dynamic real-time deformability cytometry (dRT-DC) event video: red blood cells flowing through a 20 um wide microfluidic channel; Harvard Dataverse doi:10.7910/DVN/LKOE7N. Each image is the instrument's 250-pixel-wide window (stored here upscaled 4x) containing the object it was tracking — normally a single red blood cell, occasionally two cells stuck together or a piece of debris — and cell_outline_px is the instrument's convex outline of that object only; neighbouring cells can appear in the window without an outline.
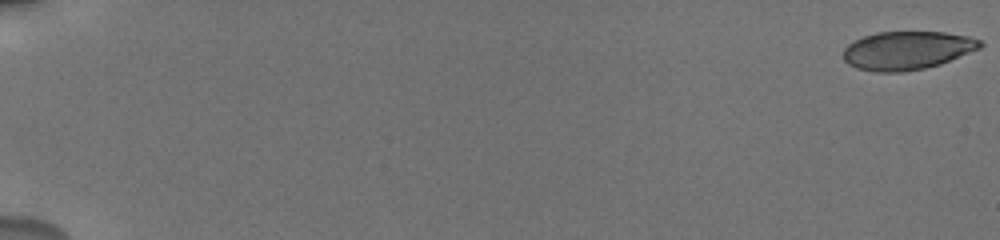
{"species": "human", "species_latin": "Homo sapiens", "temperature_condition": "cold", "stored_images_in_passage": 60, "camera_frame_rate_fps": 3000, "um_per_image_px": 0.085, "donor": {"sex": "male"}, "frame": {"image": 1, "passage_image": 1, "time_ms": 0.0, "image_size_px": [1000, 240], "cell_outline_px": [[984, 44], [980, 48], [940, 64], [924, 68], [904, 72], [876, 72], [856, 68], [848, 64], [844, 60], [844, 48], [848, 44], [864, 36], [876, 32], [944, 32], [968, 36], [980, 40]], "centroid_in_image_um": [77.09, 4.29], "position_along_channel_um": 7.9, "area_um2": 30.52}}
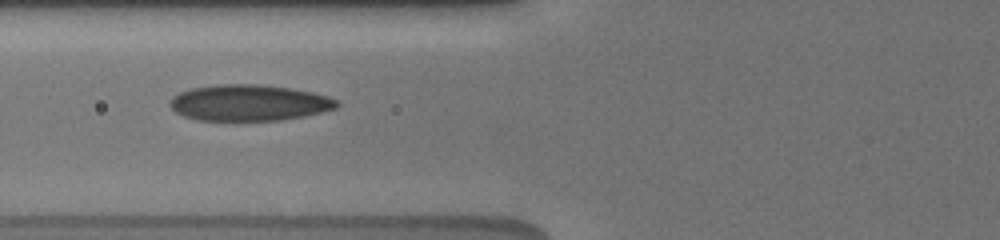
{"frame": {"image": 2, "passage_image": 22, "time_ms": 8.0, "image_size_px": [1000, 240], "cell_outline_px": [[340, 104], [336, 108], [304, 116], [280, 120], [196, 120], [184, 116], [176, 112], [168, 104], [172, 96], [180, 92], [192, 88], [216, 84], [256, 84], [292, 88], [312, 92], [328, 96], [340, 100]], "centroid_in_image_um": [21.17, 8.73], "position_along_channel_um": 104.6, "area_um2": 35.26}}
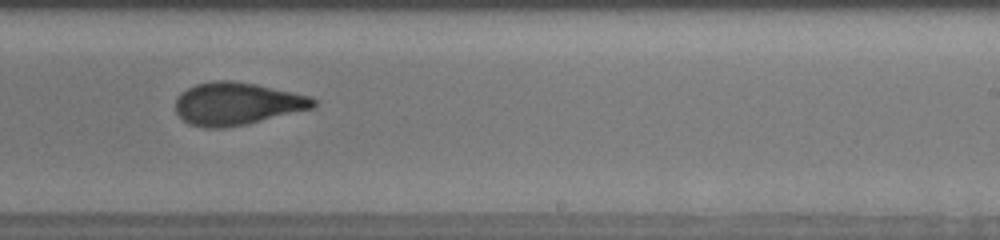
{"frame": {"image": 3, "passage_image": 33, "time_ms": 12.333, "image_size_px": [1000, 240], "cell_outline_px": [[316, 104], [312, 108], [248, 124], [224, 128], [204, 128], [188, 124], [176, 112], [176, 100], [180, 92], [196, 84], [212, 80], [232, 80], [256, 84], [312, 96], [316, 100]], "centroid_in_image_um": [20.13, 8.81], "position_along_channel_um": 268.9, "area_um2": 34.39}, "authors_computed_cell_mechanics": {"area_um2": 33.3506, "velocity_mm_per_s": 3.7906, "shape_relaxation_time_tau1_ms": 7.7655, "shape_relaxation_time_tau2_ms": 1.4046, "deformation_change_tau1": 0.2089, "deformation_change_tau2": 0.0743}}